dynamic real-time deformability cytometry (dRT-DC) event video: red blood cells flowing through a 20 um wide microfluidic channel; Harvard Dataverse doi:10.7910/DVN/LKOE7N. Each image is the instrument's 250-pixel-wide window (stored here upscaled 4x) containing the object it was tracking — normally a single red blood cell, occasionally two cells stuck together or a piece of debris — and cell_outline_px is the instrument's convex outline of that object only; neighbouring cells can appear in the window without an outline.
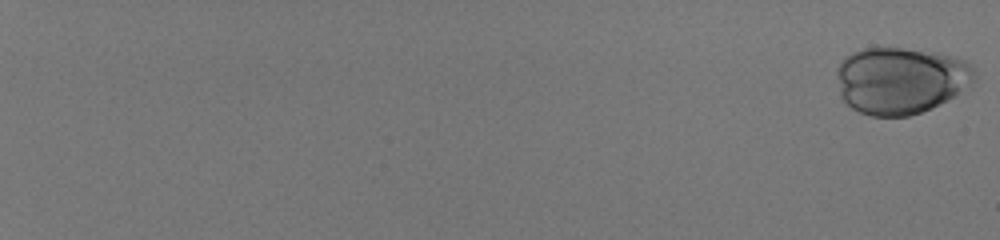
{"species": "human", "species_latin": "Homo sapiens", "temperature_condition": "room temperature", "stored_images_in_passage": 13, "camera_frame_rate_fps": 3000, "um_per_image_px": 0.085, "donor": {"sex": "male"}, "frame": {"image": 1, "passage_image": 1, "time_ms": 0.0, "image_size_px": [1000, 240], "cell_outline_px": [[976, 80], [972, 88], [932, 108], [908, 116], [872, 116], [860, 112], [852, 108], [840, 96], [836, 72], [836, 68], [844, 56], [852, 52], [864, 48], [900, 48], [940, 52], [964, 60], [976, 72]], "centroid_in_image_um": [76.59, 6.83], "position_along_channel_um": 8.4, "area_um2": 54.45}}